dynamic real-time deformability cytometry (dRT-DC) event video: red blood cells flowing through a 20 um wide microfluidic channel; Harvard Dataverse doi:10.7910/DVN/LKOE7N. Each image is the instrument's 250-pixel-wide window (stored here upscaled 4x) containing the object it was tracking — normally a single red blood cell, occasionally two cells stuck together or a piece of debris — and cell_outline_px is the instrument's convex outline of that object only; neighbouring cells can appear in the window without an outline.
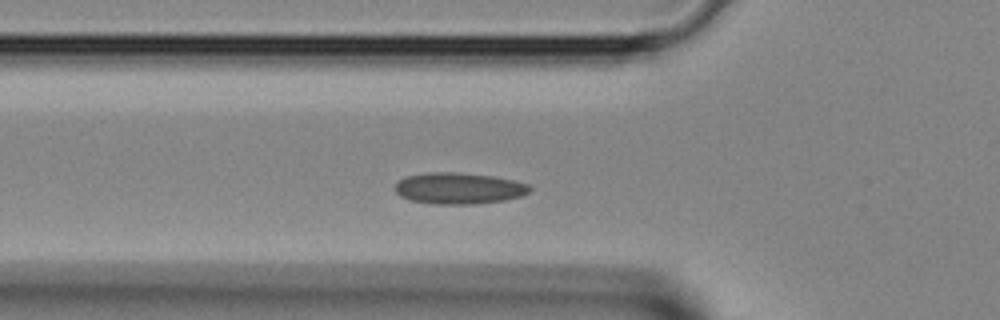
{"species": "Egyptian fruit bat (a non-hibernating species)", "species_latin": "Rousettus aegyptiacus", "temperature_condition": "room temperature", "stored_images_in_passage": 36, "camera_frame_rate_fps": 3000, "um_per_image_px": 0.085, "animal": {"sex": "female"}, "frame": {"image": 1, "passage_image": 8, "time_ms": 2.333, "image_size_px": [1000, 320], "cell_outline_px": [[532, 188], [528, 192], [520, 196], [504, 200], [476, 204], [432, 204], [412, 200], [400, 196], [396, 192], [396, 184], [404, 176], [428, 172], [456, 172], [492, 176], [512, 180], [528, 184]], "centroid_in_image_um": [38.98, 16.0], "position_along_channel_um": 86.8, "area_um2": 24.51}}
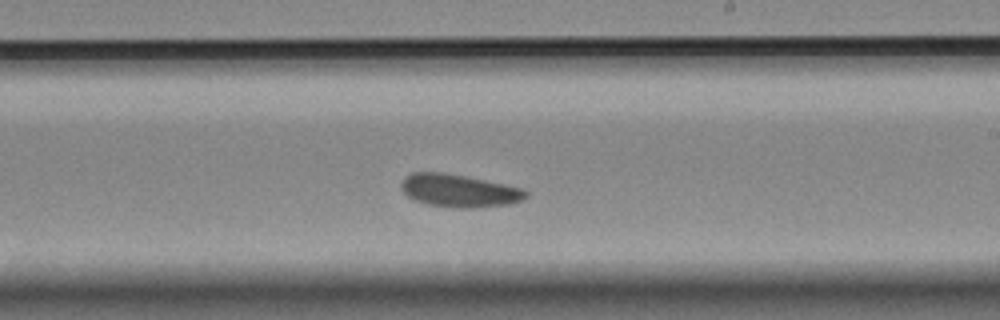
{"frame": {"image": 2, "passage_image": 18, "time_ms": 5.667, "image_size_px": [1000, 320], "cell_outline_px": [[528, 196], [520, 200], [508, 204], [472, 208], [460, 208], [428, 204], [412, 200], [400, 188], [400, 184], [404, 176], [412, 172], [440, 172], [464, 176], [524, 188], [528, 192]], "centroid_in_image_um": [38.98, 16.2], "position_along_channel_um": 250.0, "area_um2": 23.76}}
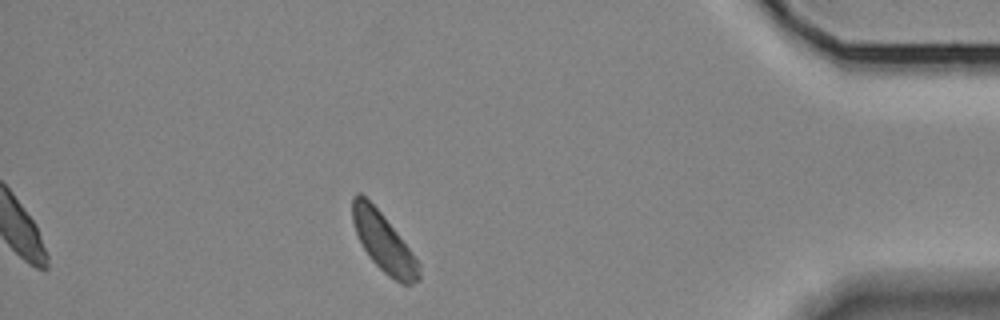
{"frame": {"image": 3, "passage_image": 30, "time_ms": 9.667, "image_size_px": [1000, 320], "cell_outline_px": [[420, 280], [412, 284], [400, 284], [388, 276], [368, 256], [356, 232], [352, 220], [352, 196], [356, 192], [360, 192], [384, 216], [420, 264]], "centroid_in_image_um": [32.6, 20.61], "position_along_channel_um": 402.6, "area_um2": 22.37}}